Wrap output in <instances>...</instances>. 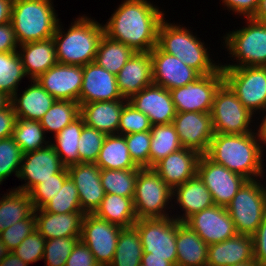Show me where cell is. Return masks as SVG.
Returning a JSON list of instances; mask_svg holds the SVG:
<instances>
[{
  "mask_svg": "<svg viewBox=\"0 0 266 266\" xmlns=\"http://www.w3.org/2000/svg\"><path fill=\"white\" fill-rule=\"evenodd\" d=\"M164 18V12L148 0H124L103 24L104 34L134 52H150Z\"/></svg>",
  "mask_w": 266,
  "mask_h": 266,
  "instance_id": "1",
  "label": "cell"
},
{
  "mask_svg": "<svg viewBox=\"0 0 266 266\" xmlns=\"http://www.w3.org/2000/svg\"><path fill=\"white\" fill-rule=\"evenodd\" d=\"M205 155L248 180L265 177L264 154L256 132L214 134Z\"/></svg>",
  "mask_w": 266,
  "mask_h": 266,
  "instance_id": "2",
  "label": "cell"
},
{
  "mask_svg": "<svg viewBox=\"0 0 266 266\" xmlns=\"http://www.w3.org/2000/svg\"><path fill=\"white\" fill-rule=\"evenodd\" d=\"M61 25L59 22L52 37L55 42L57 62L79 66L94 62L98 45L104 34L103 25L85 14L76 18L67 32Z\"/></svg>",
  "mask_w": 266,
  "mask_h": 266,
  "instance_id": "3",
  "label": "cell"
},
{
  "mask_svg": "<svg viewBox=\"0 0 266 266\" xmlns=\"http://www.w3.org/2000/svg\"><path fill=\"white\" fill-rule=\"evenodd\" d=\"M165 19L159 25L157 38V46L163 52L176 56L200 75L214 73L221 67V63H215L210 58L204 41L197 38L187 27L168 23Z\"/></svg>",
  "mask_w": 266,
  "mask_h": 266,
  "instance_id": "4",
  "label": "cell"
},
{
  "mask_svg": "<svg viewBox=\"0 0 266 266\" xmlns=\"http://www.w3.org/2000/svg\"><path fill=\"white\" fill-rule=\"evenodd\" d=\"M52 0H14L11 23L19 45L53 37L60 21Z\"/></svg>",
  "mask_w": 266,
  "mask_h": 266,
  "instance_id": "5",
  "label": "cell"
},
{
  "mask_svg": "<svg viewBox=\"0 0 266 266\" xmlns=\"http://www.w3.org/2000/svg\"><path fill=\"white\" fill-rule=\"evenodd\" d=\"M246 20V25L241 29L230 31L222 37V46L237 63L221 64V68L266 66V23L252 18Z\"/></svg>",
  "mask_w": 266,
  "mask_h": 266,
  "instance_id": "6",
  "label": "cell"
},
{
  "mask_svg": "<svg viewBox=\"0 0 266 266\" xmlns=\"http://www.w3.org/2000/svg\"><path fill=\"white\" fill-rule=\"evenodd\" d=\"M261 183L247 180L226 206L239 234L253 236L266 216V187Z\"/></svg>",
  "mask_w": 266,
  "mask_h": 266,
  "instance_id": "7",
  "label": "cell"
},
{
  "mask_svg": "<svg viewBox=\"0 0 266 266\" xmlns=\"http://www.w3.org/2000/svg\"><path fill=\"white\" fill-rule=\"evenodd\" d=\"M172 195L173 190L153 168H140L133 198L137 219L169 217L166 210L174 208Z\"/></svg>",
  "mask_w": 266,
  "mask_h": 266,
  "instance_id": "8",
  "label": "cell"
},
{
  "mask_svg": "<svg viewBox=\"0 0 266 266\" xmlns=\"http://www.w3.org/2000/svg\"><path fill=\"white\" fill-rule=\"evenodd\" d=\"M221 69L224 82L250 113L255 115L266 110V66Z\"/></svg>",
  "mask_w": 266,
  "mask_h": 266,
  "instance_id": "9",
  "label": "cell"
},
{
  "mask_svg": "<svg viewBox=\"0 0 266 266\" xmlns=\"http://www.w3.org/2000/svg\"><path fill=\"white\" fill-rule=\"evenodd\" d=\"M214 134H245L254 132L255 117L239 101L224 82L217 90L210 112ZM251 125V126H250Z\"/></svg>",
  "mask_w": 266,
  "mask_h": 266,
  "instance_id": "10",
  "label": "cell"
},
{
  "mask_svg": "<svg viewBox=\"0 0 266 266\" xmlns=\"http://www.w3.org/2000/svg\"><path fill=\"white\" fill-rule=\"evenodd\" d=\"M180 223L171 214L165 218L138 219L134 226L144 253H149V257L165 258L176 266V230Z\"/></svg>",
  "mask_w": 266,
  "mask_h": 266,
  "instance_id": "11",
  "label": "cell"
},
{
  "mask_svg": "<svg viewBox=\"0 0 266 266\" xmlns=\"http://www.w3.org/2000/svg\"><path fill=\"white\" fill-rule=\"evenodd\" d=\"M224 83L221 67L214 73L201 75L186 86L170 90L176 112L210 113L214 97Z\"/></svg>",
  "mask_w": 266,
  "mask_h": 266,
  "instance_id": "12",
  "label": "cell"
},
{
  "mask_svg": "<svg viewBox=\"0 0 266 266\" xmlns=\"http://www.w3.org/2000/svg\"><path fill=\"white\" fill-rule=\"evenodd\" d=\"M121 226L85 214L82 220L80 240L93 253L99 266H109L113 260Z\"/></svg>",
  "mask_w": 266,
  "mask_h": 266,
  "instance_id": "13",
  "label": "cell"
},
{
  "mask_svg": "<svg viewBox=\"0 0 266 266\" xmlns=\"http://www.w3.org/2000/svg\"><path fill=\"white\" fill-rule=\"evenodd\" d=\"M197 175L211 193L215 205L224 207L231 202L238 190L248 180L210 160L205 154H201L199 158Z\"/></svg>",
  "mask_w": 266,
  "mask_h": 266,
  "instance_id": "14",
  "label": "cell"
},
{
  "mask_svg": "<svg viewBox=\"0 0 266 266\" xmlns=\"http://www.w3.org/2000/svg\"><path fill=\"white\" fill-rule=\"evenodd\" d=\"M64 167L51 144L44 148L24 153L17 178L27 182L14 189L29 193L42 181L53 178V175L59 173Z\"/></svg>",
  "mask_w": 266,
  "mask_h": 266,
  "instance_id": "15",
  "label": "cell"
},
{
  "mask_svg": "<svg viewBox=\"0 0 266 266\" xmlns=\"http://www.w3.org/2000/svg\"><path fill=\"white\" fill-rule=\"evenodd\" d=\"M184 223L208 246L237 234L234 221L224 206L213 205L190 216Z\"/></svg>",
  "mask_w": 266,
  "mask_h": 266,
  "instance_id": "16",
  "label": "cell"
},
{
  "mask_svg": "<svg viewBox=\"0 0 266 266\" xmlns=\"http://www.w3.org/2000/svg\"><path fill=\"white\" fill-rule=\"evenodd\" d=\"M172 123L184 148L207 152L214 136L210 113L177 112Z\"/></svg>",
  "mask_w": 266,
  "mask_h": 266,
  "instance_id": "17",
  "label": "cell"
},
{
  "mask_svg": "<svg viewBox=\"0 0 266 266\" xmlns=\"http://www.w3.org/2000/svg\"><path fill=\"white\" fill-rule=\"evenodd\" d=\"M153 83L168 89L186 86L201 75L176 56L163 52L157 45L150 51Z\"/></svg>",
  "mask_w": 266,
  "mask_h": 266,
  "instance_id": "18",
  "label": "cell"
},
{
  "mask_svg": "<svg viewBox=\"0 0 266 266\" xmlns=\"http://www.w3.org/2000/svg\"><path fill=\"white\" fill-rule=\"evenodd\" d=\"M36 80L56 100H70L79 103L83 66L57 63Z\"/></svg>",
  "mask_w": 266,
  "mask_h": 266,
  "instance_id": "19",
  "label": "cell"
},
{
  "mask_svg": "<svg viewBox=\"0 0 266 266\" xmlns=\"http://www.w3.org/2000/svg\"><path fill=\"white\" fill-rule=\"evenodd\" d=\"M128 102L147 115L152 126L172 123L177 113L170 91L154 83L134 94Z\"/></svg>",
  "mask_w": 266,
  "mask_h": 266,
  "instance_id": "20",
  "label": "cell"
},
{
  "mask_svg": "<svg viewBox=\"0 0 266 266\" xmlns=\"http://www.w3.org/2000/svg\"><path fill=\"white\" fill-rule=\"evenodd\" d=\"M67 169L77 187L82 212L93 214L106 194L101 183V168L95 163L81 162Z\"/></svg>",
  "mask_w": 266,
  "mask_h": 266,
  "instance_id": "21",
  "label": "cell"
},
{
  "mask_svg": "<svg viewBox=\"0 0 266 266\" xmlns=\"http://www.w3.org/2000/svg\"><path fill=\"white\" fill-rule=\"evenodd\" d=\"M123 99L116 75L108 72L95 62L83 66L82 88L79 104Z\"/></svg>",
  "mask_w": 266,
  "mask_h": 266,
  "instance_id": "22",
  "label": "cell"
},
{
  "mask_svg": "<svg viewBox=\"0 0 266 266\" xmlns=\"http://www.w3.org/2000/svg\"><path fill=\"white\" fill-rule=\"evenodd\" d=\"M200 156L199 152L183 147L163 158L153 169L173 190L197 175Z\"/></svg>",
  "mask_w": 266,
  "mask_h": 266,
  "instance_id": "23",
  "label": "cell"
},
{
  "mask_svg": "<svg viewBox=\"0 0 266 266\" xmlns=\"http://www.w3.org/2000/svg\"><path fill=\"white\" fill-rule=\"evenodd\" d=\"M118 89L129 100L153 83L150 52H135L116 75Z\"/></svg>",
  "mask_w": 266,
  "mask_h": 266,
  "instance_id": "24",
  "label": "cell"
},
{
  "mask_svg": "<svg viewBox=\"0 0 266 266\" xmlns=\"http://www.w3.org/2000/svg\"><path fill=\"white\" fill-rule=\"evenodd\" d=\"M254 259L252 236L239 234L208 246L206 266H233Z\"/></svg>",
  "mask_w": 266,
  "mask_h": 266,
  "instance_id": "25",
  "label": "cell"
},
{
  "mask_svg": "<svg viewBox=\"0 0 266 266\" xmlns=\"http://www.w3.org/2000/svg\"><path fill=\"white\" fill-rule=\"evenodd\" d=\"M172 199L184 212L173 217L184 223L190 216L215 205L211 193L198 175L173 189Z\"/></svg>",
  "mask_w": 266,
  "mask_h": 266,
  "instance_id": "26",
  "label": "cell"
},
{
  "mask_svg": "<svg viewBox=\"0 0 266 266\" xmlns=\"http://www.w3.org/2000/svg\"><path fill=\"white\" fill-rule=\"evenodd\" d=\"M83 212L48 213L34 209L36 230L46 239L81 237Z\"/></svg>",
  "mask_w": 266,
  "mask_h": 266,
  "instance_id": "27",
  "label": "cell"
},
{
  "mask_svg": "<svg viewBox=\"0 0 266 266\" xmlns=\"http://www.w3.org/2000/svg\"><path fill=\"white\" fill-rule=\"evenodd\" d=\"M126 98L116 101L91 102L80 105V116L84 124L106 135L118 134L122 109Z\"/></svg>",
  "mask_w": 266,
  "mask_h": 266,
  "instance_id": "28",
  "label": "cell"
},
{
  "mask_svg": "<svg viewBox=\"0 0 266 266\" xmlns=\"http://www.w3.org/2000/svg\"><path fill=\"white\" fill-rule=\"evenodd\" d=\"M30 81L31 85H28L21 95L16 92L11 97V105L15 111L16 118L39 121L56 99L36 79H31Z\"/></svg>",
  "mask_w": 266,
  "mask_h": 266,
  "instance_id": "29",
  "label": "cell"
},
{
  "mask_svg": "<svg viewBox=\"0 0 266 266\" xmlns=\"http://www.w3.org/2000/svg\"><path fill=\"white\" fill-rule=\"evenodd\" d=\"M18 48L25 73L30 80L37 79L58 63L53 38L23 43Z\"/></svg>",
  "mask_w": 266,
  "mask_h": 266,
  "instance_id": "30",
  "label": "cell"
},
{
  "mask_svg": "<svg viewBox=\"0 0 266 266\" xmlns=\"http://www.w3.org/2000/svg\"><path fill=\"white\" fill-rule=\"evenodd\" d=\"M176 266H206L208 245L185 223L176 230Z\"/></svg>",
  "mask_w": 266,
  "mask_h": 266,
  "instance_id": "31",
  "label": "cell"
},
{
  "mask_svg": "<svg viewBox=\"0 0 266 266\" xmlns=\"http://www.w3.org/2000/svg\"><path fill=\"white\" fill-rule=\"evenodd\" d=\"M134 197L105 194L100 206L93 213L96 217L123 227H131L137 222Z\"/></svg>",
  "mask_w": 266,
  "mask_h": 266,
  "instance_id": "32",
  "label": "cell"
},
{
  "mask_svg": "<svg viewBox=\"0 0 266 266\" xmlns=\"http://www.w3.org/2000/svg\"><path fill=\"white\" fill-rule=\"evenodd\" d=\"M101 169L129 170L138 167L132 160L124 135H107L95 163Z\"/></svg>",
  "mask_w": 266,
  "mask_h": 266,
  "instance_id": "33",
  "label": "cell"
},
{
  "mask_svg": "<svg viewBox=\"0 0 266 266\" xmlns=\"http://www.w3.org/2000/svg\"><path fill=\"white\" fill-rule=\"evenodd\" d=\"M34 211L29 193L10 190L0 198V232L24 220Z\"/></svg>",
  "mask_w": 266,
  "mask_h": 266,
  "instance_id": "34",
  "label": "cell"
},
{
  "mask_svg": "<svg viewBox=\"0 0 266 266\" xmlns=\"http://www.w3.org/2000/svg\"><path fill=\"white\" fill-rule=\"evenodd\" d=\"M84 125L83 118L79 116L58 134L53 135L55 141L50 144L65 167L80 163L78 142Z\"/></svg>",
  "mask_w": 266,
  "mask_h": 266,
  "instance_id": "35",
  "label": "cell"
},
{
  "mask_svg": "<svg viewBox=\"0 0 266 266\" xmlns=\"http://www.w3.org/2000/svg\"><path fill=\"white\" fill-rule=\"evenodd\" d=\"M134 53L124 43L113 40L103 34L94 62L108 72L117 75Z\"/></svg>",
  "mask_w": 266,
  "mask_h": 266,
  "instance_id": "36",
  "label": "cell"
},
{
  "mask_svg": "<svg viewBox=\"0 0 266 266\" xmlns=\"http://www.w3.org/2000/svg\"><path fill=\"white\" fill-rule=\"evenodd\" d=\"M140 235L135 226L121 228L113 260L109 266H139L143 256Z\"/></svg>",
  "mask_w": 266,
  "mask_h": 266,
  "instance_id": "37",
  "label": "cell"
},
{
  "mask_svg": "<svg viewBox=\"0 0 266 266\" xmlns=\"http://www.w3.org/2000/svg\"><path fill=\"white\" fill-rule=\"evenodd\" d=\"M150 133V168L170 153L183 148L173 123L153 125Z\"/></svg>",
  "mask_w": 266,
  "mask_h": 266,
  "instance_id": "38",
  "label": "cell"
},
{
  "mask_svg": "<svg viewBox=\"0 0 266 266\" xmlns=\"http://www.w3.org/2000/svg\"><path fill=\"white\" fill-rule=\"evenodd\" d=\"M45 134L40 121L17 118L12 137L24 154L48 146L51 142Z\"/></svg>",
  "mask_w": 266,
  "mask_h": 266,
  "instance_id": "39",
  "label": "cell"
},
{
  "mask_svg": "<svg viewBox=\"0 0 266 266\" xmlns=\"http://www.w3.org/2000/svg\"><path fill=\"white\" fill-rule=\"evenodd\" d=\"M80 116V104L70 100H56L40 119L45 133L58 134L63 128Z\"/></svg>",
  "mask_w": 266,
  "mask_h": 266,
  "instance_id": "40",
  "label": "cell"
},
{
  "mask_svg": "<svg viewBox=\"0 0 266 266\" xmlns=\"http://www.w3.org/2000/svg\"><path fill=\"white\" fill-rule=\"evenodd\" d=\"M27 77L18 51L0 52V92L12 97Z\"/></svg>",
  "mask_w": 266,
  "mask_h": 266,
  "instance_id": "41",
  "label": "cell"
},
{
  "mask_svg": "<svg viewBox=\"0 0 266 266\" xmlns=\"http://www.w3.org/2000/svg\"><path fill=\"white\" fill-rule=\"evenodd\" d=\"M139 169H101L100 177L105 193L116 194L122 197H134Z\"/></svg>",
  "mask_w": 266,
  "mask_h": 266,
  "instance_id": "42",
  "label": "cell"
},
{
  "mask_svg": "<svg viewBox=\"0 0 266 266\" xmlns=\"http://www.w3.org/2000/svg\"><path fill=\"white\" fill-rule=\"evenodd\" d=\"M41 209L48 213L57 214L82 212L77 187L73 180L68 177L64 181L57 195L47 202Z\"/></svg>",
  "mask_w": 266,
  "mask_h": 266,
  "instance_id": "43",
  "label": "cell"
},
{
  "mask_svg": "<svg viewBox=\"0 0 266 266\" xmlns=\"http://www.w3.org/2000/svg\"><path fill=\"white\" fill-rule=\"evenodd\" d=\"M23 153L11 136L0 140V185L7 177H18Z\"/></svg>",
  "mask_w": 266,
  "mask_h": 266,
  "instance_id": "44",
  "label": "cell"
},
{
  "mask_svg": "<svg viewBox=\"0 0 266 266\" xmlns=\"http://www.w3.org/2000/svg\"><path fill=\"white\" fill-rule=\"evenodd\" d=\"M68 177V169L64 167L59 173L54 174L53 178L42 181V183L36 185L29 192L33 208L41 209L47 202L55 197Z\"/></svg>",
  "mask_w": 266,
  "mask_h": 266,
  "instance_id": "45",
  "label": "cell"
},
{
  "mask_svg": "<svg viewBox=\"0 0 266 266\" xmlns=\"http://www.w3.org/2000/svg\"><path fill=\"white\" fill-rule=\"evenodd\" d=\"M81 237H62L46 240L43 259L46 266H65L73 247Z\"/></svg>",
  "mask_w": 266,
  "mask_h": 266,
  "instance_id": "46",
  "label": "cell"
},
{
  "mask_svg": "<svg viewBox=\"0 0 266 266\" xmlns=\"http://www.w3.org/2000/svg\"><path fill=\"white\" fill-rule=\"evenodd\" d=\"M106 136L103 132L84 125L78 142L80 163H96Z\"/></svg>",
  "mask_w": 266,
  "mask_h": 266,
  "instance_id": "47",
  "label": "cell"
},
{
  "mask_svg": "<svg viewBox=\"0 0 266 266\" xmlns=\"http://www.w3.org/2000/svg\"><path fill=\"white\" fill-rule=\"evenodd\" d=\"M124 136L134 163L140 168H150V131L130 133Z\"/></svg>",
  "mask_w": 266,
  "mask_h": 266,
  "instance_id": "48",
  "label": "cell"
},
{
  "mask_svg": "<svg viewBox=\"0 0 266 266\" xmlns=\"http://www.w3.org/2000/svg\"><path fill=\"white\" fill-rule=\"evenodd\" d=\"M151 127L152 124L147 115L138 111L130 102L124 105L119 120L118 134L127 135L150 131Z\"/></svg>",
  "mask_w": 266,
  "mask_h": 266,
  "instance_id": "49",
  "label": "cell"
},
{
  "mask_svg": "<svg viewBox=\"0 0 266 266\" xmlns=\"http://www.w3.org/2000/svg\"><path fill=\"white\" fill-rule=\"evenodd\" d=\"M36 230L34 211L24 220L16 222L0 232V239L6 248L12 252L22 241Z\"/></svg>",
  "mask_w": 266,
  "mask_h": 266,
  "instance_id": "50",
  "label": "cell"
},
{
  "mask_svg": "<svg viewBox=\"0 0 266 266\" xmlns=\"http://www.w3.org/2000/svg\"><path fill=\"white\" fill-rule=\"evenodd\" d=\"M45 243L46 239L35 230L12 252L25 263H36L43 259Z\"/></svg>",
  "mask_w": 266,
  "mask_h": 266,
  "instance_id": "51",
  "label": "cell"
},
{
  "mask_svg": "<svg viewBox=\"0 0 266 266\" xmlns=\"http://www.w3.org/2000/svg\"><path fill=\"white\" fill-rule=\"evenodd\" d=\"M65 266H99L95 261L93 253L79 240L73 247Z\"/></svg>",
  "mask_w": 266,
  "mask_h": 266,
  "instance_id": "52",
  "label": "cell"
},
{
  "mask_svg": "<svg viewBox=\"0 0 266 266\" xmlns=\"http://www.w3.org/2000/svg\"><path fill=\"white\" fill-rule=\"evenodd\" d=\"M227 10L233 11L239 16L252 18L256 13L260 0H221Z\"/></svg>",
  "mask_w": 266,
  "mask_h": 266,
  "instance_id": "53",
  "label": "cell"
},
{
  "mask_svg": "<svg viewBox=\"0 0 266 266\" xmlns=\"http://www.w3.org/2000/svg\"><path fill=\"white\" fill-rule=\"evenodd\" d=\"M252 238L254 259L257 263L266 264V216Z\"/></svg>",
  "mask_w": 266,
  "mask_h": 266,
  "instance_id": "54",
  "label": "cell"
},
{
  "mask_svg": "<svg viewBox=\"0 0 266 266\" xmlns=\"http://www.w3.org/2000/svg\"><path fill=\"white\" fill-rule=\"evenodd\" d=\"M18 40L12 23L8 22L0 25V52L18 51Z\"/></svg>",
  "mask_w": 266,
  "mask_h": 266,
  "instance_id": "55",
  "label": "cell"
},
{
  "mask_svg": "<svg viewBox=\"0 0 266 266\" xmlns=\"http://www.w3.org/2000/svg\"><path fill=\"white\" fill-rule=\"evenodd\" d=\"M16 119V114L11 104L0 111V140L13 135Z\"/></svg>",
  "mask_w": 266,
  "mask_h": 266,
  "instance_id": "56",
  "label": "cell"
},
{
  "mask_svg": "<svg viewBox=\"0 0 266 266\" xmlns=\"http://www.w3.org/2000/svg\"><path fill=\"white\" fill-rule=\"evenodd\" d=\"M14 0H0V25L11 22Z\"/></svg>",
  "mask_w": 266,
  "mask_h": 266,
  "instance_id": "57",
  "label": "cell"
},
{
  "mask_svg": "<svg viewBox=\"0 0 266 266\" xmlns=\"http://www.w3.org/2000/svg\"><path fill=\"white\" fill-rule=\"evenodd\" d=\"M141 262L146 266H174L165 258L149 257V253H143Z\"/></svg>",
  "mask_w": 266,
  "mask_h": 266,
  "instance_id": "58",
  "label": "cell"
},
{
  "mask_svg": "<svg viewBox=\"0 0 266 266\" xmlns=\"http://www.w3.org/2000/svg\"><path fill=\"white\" fill-rule=\"evenodd\" d=\"M265 112H266V110L263 113H265ZM263 115H265V116L262 118L261 124L258 125L259 126L258 129H257V127L255 128L257 130V131L255 130V132L257 134L258 141L260 142V147L264 153V151L266 149V147H265L266 146V113Z\"/></svg>",
  "mask_w": 266,
  "mask_h": 266,
  "instance_id": "59",
  "label": "cell"
},
{
  "mask_svg": "<svg viewBox=\"0 0 266 266\" xmlns=\"http://www.w3.org/2000/svg\"><path fill=\"white\" fill-rule=\"evenodd\" d=\"M28 263L22 261L13 252H10L0 261V266H28Z\"/></svg>",
  "mask_w": 266,
  "mask_h": 266,
  "instance_id": "60",
  "label": "cell"
},
{
  "mask_svg": "<svg viewBox=\"0 0 266 266\" xmlns=\"http://www.w3.org/2000/svg\"><path fill=\"white\" fill-rule=\"evenodd\" d=\"M252 19L258 22L266 23V0L259 1L258 9Z\"/></svg>",
  "mask_w": 266,
  "mask_h": 266,
  "instance_id": "61",
  "label": "cell"
},
{
  "mask_svg": "<svg viewBox=\"0 0 266 266\" xmlns=\"http://www.w3.org/2000/svg\"><path fill=\"white\" fill-rule=\"evenodd\" d=\"M11 104V97L0 92V111L6 109Z\"/></svg>",
  "mask_w": 266,
  "mask_h": 266,
  "instance_id": "62",
  "label": "cell"
},
{
  "mask_svg": "<svg viewBox=\"0 0 266 266\" xmlns=\"http://www.w3.org/2000/svg\"><path fill=\"white\" fill-rule=\"evenodd\" d=\"M10 253V251L6 248L4 243L0 239V261L7 256Z\"/></svg>",
  "mask_w": 266,
  "mask_h": 266,
  "instance_id": "63",
  "label": "cell"
},
{
  "mask_svg": "<svg viewBox=\"0 0 266 266\" xmlns=\"http://www.w3.org/2000/svg\"><path fill=\"white\" fill-rule=\"evenodd\" d=\"M256 263H257L256 260L253 259V260H251V261L238 263V264H235V265H233V266H255Z\"/></svg>",
  "mask_w": 266,
  "mask_h": 266,
  "instance_id": "64",
  "label": "cell"
},
{
  "mask_svg": "<svg viewBox=\"0 0 266 266\" xmlns=\"http://www.w3.org/2000/svg\"><path fill=\"white\" fill-rule=\"evenodd\" d=\"M255 266H266V264H262V263H256Z\"/></svg>",
  "mask_w": 266,
  "mask_h": 266,
  "instance_id": "65",
  "label": "cell"
},
{
  "mask_svg": "<svg viewBox=\"0 0 266 266\" xmlns=\"http://www.w3.org/2000/svg\"><path fill=\"white\" fill-rule=\"evenodd\" d=\"M139 266H146V265H144L142 262L139 264Z\"/></svg>",
  "mask_w": 266,
  "mask_h": 266,
  "instance_id": "66",
  "label": "cell"
}]
</instances>
